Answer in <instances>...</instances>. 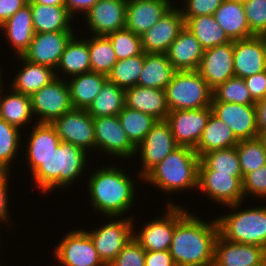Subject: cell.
I'll list each match as a JSON object with an SVG mask.
<instances>
[{
  "instance_id": "74e56055",
  "label": "cell",
  "mask_w": 266,
  "mask_h": 266,
  "mask_svg": "<svg viewBox=\"0 0 266 266\" xmlns=\"http://www.w3.org/2000/svg\"><path fill=\"white\" fill-rule=\"evenodd\" d=\"M198 170H213L232 177H243L236 146L205 153L200 157Z\"/></svg>"
},
{
  "instance_id": "94428289",
  "label": "cell",
  "mask_w": 266,
  "mask_h": 266,
  "mask_svg": "<svg viewBox=\"0 0 266 266\" xmlns=\"http://www.w3.org/2000/svg\"><path fill=\"white\" fill-rule=\"evenodd\" d=\"M5 172L1 169L0 167V177L4 174Z\"/></svg>"
},
{
  "instance_id": "4316f807",
  "label": "cell",
  "mask_w": 266,
  "mask_h": 266,
  "mask_svg": "<svg viewBox=\"0 0 266 266\" xmlns=\"http://www.w3.org/2000/svg\"><path fill=\"white\" fill-rule=\"evenodd\" d=\"M0 28L5 32H3L5 38L15 48L17 56H22L35 34L30 4H26L14 13Z\"/></svg>"
},
{
  "instance_id": "8992f818",
  "label": "cell",
  "mask_w": 266,
  "mask_h": 266,
  "mask_svg": "<svg viewBox=\"0 0 266 266\" xmlns=\"http://www.w3.org/2000/svg\"><path fill=\"white\" fill-rule=\"evenodd\" d=\"M165 93L169 111L211 106L212 90L197 70L176 71Z\"/></svg>"
},
{
  "instance_id": "8fae6325",
  "label": "cell",
  "mask_w": 266,
  "mask_h": 266,
  "mask_svg": "<svg viewBox=\"0 0 266 266\" xmlns=\"http://www.w3.org/2000/svg\"><path fill=\"white\" fill-rule=\"evenodd\" d=\"M178 147L168 122L157 120L144 140L136 146V154H141L140 159L142 161V171H139L138 177L142 179L154 166Z\"/></svg>"
},
{
  "instance_id": "f5cc1de1",
  "label": "cell",
  "mask_w": 266,
  "mask_h": 266,
  "mask_svg": "<svg viewBox=\"0 0 266 266\" xmlns=\"http://www.w3.org/2000/svg\"><path fill=\"white\" fill-rule=\"evenodd\" d=\"M8 177H9V173L5 172L1 177H0V222H9L11 220L9 217V205H8V200L7 198H9L8 194V189L9 185H8Z\"/></svg>"
},
{
  "instance_id": "60d3db41",
  "label": "cell",
  "mask_w": 266,
  "mask_h": 266,
  "mask_svg": "<svg viewBox=\"0 0 266 266\" xmlns=\"http://www.w3.org/2000/svg\"><path fill=\"white\" fill-rule=\"evenodd\" d=\"M143 66L144 52L134 57L118 60L109 73L108 79L124 90L134 87L138 83Z\"/></svg>"
},
{
  "instance_id": "6f0895ef",
  "label": "cell",
  "mask_w": 266,
  "mask_h": 266,
  "mask_svg": "<svg viewBox=\"0 0 266 266\" xmlns=\"http://www.w3.org/2000/svg\"><path fill=\"white\" fill-rule=\"evenodd\" d=\"M66 0H31L30 3H39L42 5H65Z\"/></svg>"
},
{
  "instance_id": "484cf974",
  "label": "cell",
  "mask_w": 266,
  "mask_h": 266,
  "mask_svg": "<svg viewBox=\"0 0 266 266\" xmlns=\"http://www.w3.org/2000/svg\"><path fill=\"white\" fill-rule=\"evenodd\" d=\"M125 106L149 114L157 120H166L170 112L165 90L138 85L125 89Z\"/></svg>"
},
{
  "instance_id": "836d02e7",
  "label": "cell",
  "mask_w": 266,
  "mask_h": 266,
  "mask_svg": "<svg viewBox=\"0 0 266 266\" xmlns=\"http://www.w3.org/2000/svg\"><path fill=\"white\" fill-rule=\"evenodd\" d=\"M75 34L65 46L56 70H61L62 74L73 77L82 73L90 72V53L88 49V39H75Z\"/></svg>"
},
{
  "instance_id": "7dc6e473",
  "label": "cell",
  "mask_w": 266,
  "mask_h": 266,
  "mask_svg": "<svg viewBox=\"0 0 266 266\" xmlns=\"http://www.w3.org/2000/svg\"><path fill=\"white\" fill-rule=\"evenodd\" d=\"M108 266H145V250L133 237Z\"/></svg>"
},
{
  "instance_id": "9a60e30c",
  "label": "cell",
  "mask_w": 266,
  "mask_h": 266,
  "mask_svg": "<svg viewBox=\"0 0 266 266\" xmlns=\"http://www.w3.org/2000/svg\"><path fill=\"white\" fill-rule=\"evenodd\" d=\"M243 177H232L229 174L215 173L213 170H198V190L206 193L209 199L219 204L242 203Z\"/></svg>"
},
{
  "instance_id": "db71d44e",
  "label": "cell",
  "mask_w": 266,
  "mask_h": 266,
  "mask_svg": "<svg viewBox=\"0 0 266 266\" xmlns=\"http://www.w3.org/2000/svg\"><path fill=\"white\" fill-rule=\"evenodd\" d=\"M26 4L25 0H0V26Z\"/></svg>"
},
{
  "instance_id": "d6986e66",
  "label": "cell",
  "mask_w": 266,
  "mask_h": 266,
  "mask_svg": "<svg viewBox=\"0 0 266 266\" xmlns=\"http://www.w3.org/2000/svg\"><path fill=\"white\" fill-rule=\"evenodd\" d=\"M184 27L185 20L182 11L173 6L157 23L141 35L143 52L166 53Z\"/></svg>"
},
{
  "instance_id": "603a6c76",
  "label": "cell",
  "mask_w": 266,
  "mask_h": 266,
  "mask_svg": "<svg viewBox=\"0 0 266 266\" xmlns=\"http://www.w3.org/2000/svg\"><path fill=\"white\" fill-rule=\"evenodd\" d=\"M172 7L171 0L127 1L125 28L141 36Z\"/></svg>"
},
{
  "instance_id": "f35d334b",
  "label": "cell",
  "mask_w": 266,
  "mask_h": 266,
  "mask_svg": "<svg viewBox=\"0 0 266 266\" xmlns=\"http://www.w3.org/2000/svg\"><path fill=\"white\" fill-rule=\"evenodd\" d=\"M118 118L128 138L135 146L144 140L157 122L153 116L126 106L118 114Z\"/></svg>"
},
{
  "instance_id": "6da1fadb",
  "label": "cell",
  "mask_w": 266,
  "mask_h": 266,
  "mask_svg": "<svg viewBox=\"0 0 266 266\" xmlns=\"http://www.w3.org/2000/svg\"><path fill=\"white\" fill-rule=\"evenodd\" d=\"M218 235L216 219L208 223L188 212L175 226L169 253L176 266H210Z\"/></svg>"
},
{
  "instance_id": "9f6ffc18",
  "label": "cell",
  "mask_w": 266,
  "mask_h": 266,
  "mask_svg": "<svg viewBox=\"0 0 266 266\" xmlns=\"http://www.w3.org/2000/svg\"><path fill=\"white\" fill-rule=\"evenodd\" d=\"M258 133L266 130V97L255 103Z\"/></svg>"
},
{
  "instance_id": "e0dca14e",
  "label": "cell",
  "mask_w": 266,
  "mask_h": 266,
  "mask_svg": "<svg viewBox=\"0 0 266 266\" xmlns=\"http://www.w3.org/2000/svg\"><path fill=\"white\" fill-rule=\"evenodd\" d=\"M233 53L234 41L204 50L197 71L211 90L235 76Z\"/></svg>"
},
{
  "instance_id": "2e32d148",
  "label": "cell",
  "mask_w": 266,
  "mask_h": 266,
  "mask_svg": "<svg viewBox=\"0 0 266 266\" xmlns=\"http://www.w3.org/2000/svg\"><path fill=\"white\" fill-rule=\"evenodd\" d=\"M211 108L212 113L232 129L238 140L258 137L255 104L211 101Z\"/></svg>"
},
{
  "instance_id": "91938a15",
  "label": "cell",
  "mask_w": 266,
  "mask_h": 266,
  "mask_svg": "<svg viewBox=\"0 0 266 266\" xmlns=\"http://www.w3.org/2000/svg\"><path fill=\"white\" fill-rule=\"evenodd\" d=\"M1 71V70H0ZM2 80L3 79H1V72H0V92H1V90H3V88H4V86L2 85L3 83H2Z\"/></svg>"
},
{
  "instance_id": "b9f144b4",
  "label": "cell",
  "mask_w": 266,
  "mask_h": 266,
  "mask_svg": "<svg viewBox=\"0 0 266 266\" xmlns=\"http://www.w3.org/2000/svg\"><path fill=\"white\" fill-rule=\"evenodd\" d=\"M243 178L257 168L266 165V149L257 138L239 140L236 145Z\"/></svg>"
},
{
  "instance_id": "cb8c5ba5",
  "label": "cell",
  "mask_w": 266,
  "mask_h": 266,
  "mask_svg": "<svg viewBox=\"0 0 266 266\" xmlns=\"http://www.w3.org/2000/svg\"><path fill=\"white\" fill-rule=\"evenodd\" d=\"M30 130L26 156L28 169L32 174L44 161L50 159L61 143L55 127L51 123H36Z\"/></svg>"
},
{
  "instance_id": "7bdbcfd3",
  "label": "cell",
  "mask_w": 266,
  "mask_h": 266,
  "mask_svg": "<svg viewBox=\"0 0 266 266\" xmlns=\"http://www.w3.org/2000/svg\"><path fill=\"white\" fill-rule=\"evenodd\" d=\"M212 101H222L243 105L255 104L244 78L232 77L212 90Z\"/></svg>"
},
{
  "instance_id": "52a82bcc",
  "label": "cell",
  "mask_w": 266,
  "mask_h": 266,
  "mask_svg": "<svg viewBox=\"0 0 266 266\" xmlns=\"http://www.w3.org/2000/svg\"><path fill=\"white\" fill-rule=\"evenodd\" d=\"M166 203V213L162 218L158 217L146 223L140 232L133 233V237L145 251L169 250L176 224L188 213V209L174 205L172 201Z\"/></svg>"
},
{
  "instance_id": "d4e9b609",
  "label": "cell",
  "mask_w": 266,
  "mask_h": 266,
  "mask_svg": "<svg viewBox=\"0 0 266 266\" xmlns=\"http://www.w3.org/2000/svg\"><path fill=\"white\" fill-rule=\"evenodd\" d=\"M203 53L199 41L184 27L165 54L176 71H195L199 68Z\"/></svg>"
},
{
  "instance_id": "5bb4252c",
  "label": "cell",
  "mask_w": 266,
  "mask_h": 266,
  "mask_svg": "<svg viewBox=\"0 0 266 266\" xmlns=\"http://www.w3.org/2000/svg\"><path fill=\"white\" fill-rule=\"evenodd\" d=\"M212 113V108L174 110L167 115L173 137L179 146L195 148Z\"/></svg>"
},
{
  "instance_id": "ee69618b",
  "label": "cell",
  "mask_w": 266,
  "mask_h": 266,
  "mask_svg": "<svg viewBox=\"0 0 266 266\" xmlns=\"http://www.w3.org/2000/svg\"><path fill=\"white\" fill-rule=\"evenodd\" d=\"M20 132L21 129L0 118V167L4 172H10L12 160L18 153L21 145Z\"/></svg>"
},
{
  "instance_id": "ac0fdd59",
  "label": "cell",
  "mask_w": 266,
  "mask_h": 266,
  "mask_svg": "<svg viewBox=\"0 0 266 266\" xmlns=\"http://www.w3.org/2000/svg\"><path fill=\"white\" fill-rule=\"evenodd\" d=\"M127 0H98L85 14L87 30L106 36L125 28Z\"/></svg>"
},
{
  "instance_id": "7a4b0ae2",
  "label": "cell",
  "mask_w": 266,
  "mask_h": 266,
  "mask_svg": "<svg viewBox=\"0 0 266 266\" xmlns=\"http://www.w3.org/2000/svg\"><path fill=\"white\" fill-rule=\"evenodd\" d=\"M87 183L92 207L108 218L127 213L136 199L135 183L124 169L115 166L96 170Z\"/></svg>"
},
{
  "instance_id": "e575fe53",
  "label": "cell",
  "mask_w": 266,
  "mask_h": 266,
  "mask_svg": "<svg viewBox=\"0 0 266 266\" xmlns=\"http://www.w3.org/2000/svg\"><path fill=\"white\" fill-rule=\"evenodd\" d=\"M184 20L185 27L195 36L204 50L232 42L214 15H201Z\"/></svg>"
},
{
  "instance_id": "680465c9",
  "label": "cell",
  "mask_w": 266,
  "mask_h": 266,
  "mask_svg": "<svg viewBox=\"0 0 266 266\" xmlns=\"http://www.w3.org/2000/svg\"><path fill=\"white\" fill-rule=\"evenodd\" d=\"M258 139L262 142L263 147L266 149V130L258 133Z\"/></svg>"
},
{
  "instance_id": "3957f363",
  "label": "cell",
  "mask_w": 266,
  "mask_h": 266,
  "mask_svg": "<svg viewBox=\"0 0 266 266\" xmlns=\"http://www.w3.org/2000/svg\"><path fill=\"white\" fill-rule=\"evenodd\" d=\"M199 162L194 148L179 146L142 179L165 193L197 189Z\"/></svg>"
},
{
  "instance_id": "f546056e",
  "label": "cell",
  "mask_w": 266,
  "mask_h": 266,
  "mask_svg": "<svg viewBox=\"0 0 266 266\" xmlns=\"http://www.w3.org/2000/svg\"><path fill=\"white\" fill-rule=\"evenodd\" d=\"M214 18L232 41L254 36L240 1L224 0L215 11Z\"/></svg>"
},
{
  "instance_id": "8d00e7d4",
  "label": "cell",
  "mask_w": 266,
  "mask_h": 266,
  "mask_svg": "<svg viewBox=\"0 0 266 266\" xmlns=\"http://www.w3.org/2000/svg\"><path fill=\"white\" fill-rule=\"evenodd\" d=\"M124 107L125 90L107 79L86 110L94 118L118 115Z\"/></svg>"
},
{
  "instance_id": "681fc988",
  "label": "cell",
  "mask_w": 266,
  "mask_h": 266,
  "mask_svg": "<svg viewBox=\"0 0 266 266\" xmlns=\"http://www.w3.org/2000/svg\"><path fill=\"white\" fill-rule=\"evenodd\" d=\"M184 8H180L184 19L201 15H214L224 0H184Z\"/></svg>"
},
{
  "instance_id": "ffe728a7",
  "label": "cell",
  "mask_w": 266,
  "mask_h": 266,
  "mask_svg": "<svg viewBox=\"0 0 266 266\" xmlns=\"http://www.w3.org/2000/svg\"><path fill=\"white\" fill-rule=\"evenodd\" d=\"M73 35L74 31L35 33L22 57L29 62L56 70L65 46Z\"/></svg>"
},
{
  "instance_id": "9c48e42d",
  "label": "cell",
  "mask_w": 266,
  "mask_h": 266,
  "mask_svg": "<svg viewBox=\"0 0 266 266\" xmlns=\"http://www.w3.org/2000/svg\"><path fill=\"white\" fill-rule=\"evenodd\" d=\"M113 218L109 217L112 220L108 224H103L96 230L87 231L100 258L107 266L134 236L133 218L115 217L114 220Z\"/></svg>"
},
{
  "instance_id": "bcb514c9",
  "label": "cell",
  "mask_w": 266,
  "mask_h": 266,
  "mask_svg": "<svg viewBox=\"0 0 266 266\" xmlns=\"http://www.w3.org/2000/svg\"><path fill=\"white\" fill-rule=\"evenodd\" d=\"M242 3L251 33L266 36V0H245Z\"/></svg>"
},
{
  "instance_id": "d6a6232c",
  "label": "cell",
  "mask_w": 266,
  "mask_h": 266,
  "mask_svg": "<svg viewBox=\"0 0 266 266\" xmlns=\"http://www.w3.org/2000/svg\"><path fill=\"white\" fill-rule=\"evenodd\" d=\"M108 76L93 71L75 75L67 81L73 108L87 109L101 91Z\"/></svg>"
},
{
  "instance_id": "f1b7e54d",
  "label": "cell",
  "mask_w": 266,
  "mask_h": 266,
  "mask_svg": "<svg viewBox=\"0 0 266 266\" xmlns=\"http://www.w3.org/2000/svg\"><path fill=\"white\" fill-rule=\"evenodd\" d=\"M29 4L35 33L74 30L70 23V21H74L72 20L74 18L69 14L65 5Z\"/></svg>"
},
{
  "instance_id": "4dcf8cb0",
  "label": "cell",
  "mask_w": 266,
  "mask_h": 266,
  "mask_svg": "<svg viewBox=\"0 0 266 266\" xmlns=\"http://www.w3.org/2000/svg\"><path fill=\"white\" fill-rule=\"evenodd\" d=\"M176 70L165 53H145L138 86L165 90Z\"/></svg>"
},
{
  "instance_id": "7c38bea8",
  "label": "cell",
  "mask_w": 266,
  "mask_h": 266,
  "mask_svg": "<svg viewBox=\"0 0 266 266\" xmlns=\"http://www.w3.org/2000/svg\"><path fill=\"white\" fill-rule=\"evenodd\" d=\"M93 123L96 150L122 159L135 157L136 146L128 138L118 115L94 117Z\"/></svg>"
},
{
  "instance_id": "ba28073f",
  "label": "cell",
  "mask_w": 266,
  "mask_h": 266,
  "mask_svg": "<svg viewBox=\"0 0 266 266\" xmlns=\"http://www.w3.org/2000/svg\"><path fill=\"white\" fill-rule=\"evenodd\" d=\"M55 78L30 96L32 112L39 116L37 123H52L73 107L67 80Z\"/></svg>"
},
{
  "instance_id": "f907efd6",
  "label": "cell",
  "mask_w": 266,
  "mask_h": 266,
  "mask_svg": "<svg viewBox=\"0 0 266 266\" xmlns=\"http://www.w3.org/2000/svg\"><path fill=\"white\" fill-rule=\"evenodd\" d=\"M244 81L256 102L266 97V71L244 78Z\"/></svg>"
},
{
  "instance_id": "277c9868",
  "label": "cell",
  "mask_w": 266,
  "mask_h": 266,
  "mask_svg": "<svg viewBox=\"0 0 266 266\" xmlns=\"http://www.w3.org/2000/svg\"><path fill=\"white\" fill-rule=\"evenodd\" d=\"M87 156L85 150L61 141L53 156L44 161L30 176L33 177L35 186L46 194L57 187L66 188L82 175L87 165Z\"/></svg>"
},
{
  "instance_id": "1f68e13d",
  "label": "cell",
  "mask_w": 266,
  "mask_h": 266,
  "mask_svg": "<svg viewBox=\"0 0 266 266\" xmlns=\"http://www.w3.org/2000/svg\"><path fill=\"white\" fill-rule=\"evenodd\" d=\"M238 143L239 140L235 137L232 129L211 113L194 150L201 157L209 151L235 147Z\"/></svg>"
},
{
  "instance_id": "ab89813d",
  "label": "cell",
  "mask_w": 266,
  "mask_h": 266,
  "mask_svg": "<svg viewBox=\"0 0 266 266\" xmlns=\"http://www.w3.org/2000/svg\"><path fill=\"white\" fill-rule=\"evenodd\" d=\"M91 71L108 76L118 61L110 40L106 36L88 39Z\"/></svg>"
},
{
  "instance_id": "11a10c76",
  "label": "cell",
  "mask_w": 266,
  "mask_h": 266,
  "mask_svg": "<svg viewBox=\"0 0 266 266\" xmlns=\"http://www.w3.org/2000/svg\"><path fill=\"white\" fill-rule=\"evenodd\" d=\"M98 0H66L65 6L69 14L74 17L76 13L86 12L97 2Z\"/></svg>"
},
{
  "instance_id": "5b68a950",
  "label": "cell",
  "mask_w": 266,
  "mask_h": 266,
  "mask_svg": "<svg viewBox=\"0 0 266 266\" xmlns=\"http://www.w3.org/2000/svg\"><path fill=\"white\" fill-rule=\"evenodd\" d=\"M228 206L233 213L216 218L219 235L227 241L266 248V206L241 211L236 210L241 203Z\"/></svg>"
},
{
  "instance_id": "f6af8a7d",
  "label": "cell",
  "mask_w": 266,
  "mask_h": 266,
  "mask_svg": "<svg viewBox=\"0 0 266 266\" xmlns=\"http://www.w3.org/2000/svg\"><path fill=\"white\" fill-rule=\"evenodd\" d=\"M106 37L110 40L118 60L134 57L143 52L141 36L123 28Z\"/></svg>"
},
{
  "instance_id": "4fadbf2b",
  "label": "cell",
  "mask_w": 266,
  "mask_h": 266,
  "mask_svg": "<svg viewBox=\"0 0 266 266\" xmlns=\"http://www.w3.org/2000/svg\"><path fill=\"white\" fill-rule=\"evenodd\" d=\"M61 141L69 142L88 152L95 151L93 117L86 109L72 108L51 123Z\"/></svg>"
},
{
  "instance_id": "c3c4849f",
  "label": "cell",
  "mask_w": 266,
  "mask_h": 266,
  "mask_svg": "<svg viewBox=\"0 0 266 266\" xmlns=\"http://www.w3.org/2000/svg\"><path fill=\"white\" fill-rule=\"evenodd\" d=\"M250 196L266 199V165L248 173L243 179L244 198Z\"/></svg>"
},
{
  "instance_id": "d590c367",
  "label": "cell",
  "mask_w": 266,
  "mask_h": 266,
  "mask_svg": "<svg viewBox=\"0 0 266 266\" xmlns=\"http://www.w3.org/2000/svg\"><path fill=\"white\" fill-rule=\"evenodd\" d=\"M11 93L4 97L0 92V118L9 124L21 129L25 124L32 123V105L31 98L28 95L21 94L10 89Z\"/></svg>"
},
{
  "instance_id": "30bf717a",
  "label": "cell",
  "mask_w": 266,
  "mask_h": 266,
  "mask_svg": "<svg viewBox=\"0 0 266 266\" xmlns=\"http://www.w3.org/2000/svg\"><path fill=\"white\" fill-rule=\"evenodd\" d=\"M54 259L62 266H107L85 230L70 231L54 248Z\"/></svg>"
},
{
  "instance_id": "816d5d0a",
  "label": "cell",
  "mask_w": 266,
  "mask_h": 266,
  "mask_svg": "<svg viewBox=\"0 0 266 266\" xmlns=\"http://www.w3.org/2000/svg\"><path fill=\"white\" fill-rule=\"evenodd\" d=\"M145 266H176L169 250L145 251Z\"/></svg>"
},
{
  "instance_id": "44dd1931",
  "label": "cell",
  "mask_w": 266,
  "mask_h": 266,
  "mask_svg": "<svg viewBox=\"0 0 266 266\" xmlns=\"http://www.w3.org/2000/svg\"><path fill=\"white\" fill-rule=\"evenodd\" d=\"M235 77L247 78L266 71V36L234 41Z\"/></svg>"
},
{
  "instance_id": "7402d4cb",
  "label": "cell",
  "mask_w": 266,
  "mask_h": 266,
  "mask_svg": "<svg viewBox=\"0 0 266 266\" xmlns=\"http://www.w3.org/2000/svg\"><path fill=\"white\" fill-rule=\"evenodd\" d=\"M214 266H266V250L256 245L231 242L217 236Z\"/></svg>"
},
{
  "instance_id": "83f0119b",
  "label": "cell",
  "mask_w": 266,
  "mask_h": 266,
  "mask_svg": "<svg viewBox=\"0 0 266 266\" xmlns=\"http://www.w3.org/2000/svg\"><path fill=\"white\" fill-rule=\"evenodd\" d=\"M18 57L20 60L22 59L24 66L16 73L17 75L12 81V85H10L15 92L31 96L55 78L60 77L58 71L51 67L29 62L22 56Z\"/></svg>"
}]
</instances>
